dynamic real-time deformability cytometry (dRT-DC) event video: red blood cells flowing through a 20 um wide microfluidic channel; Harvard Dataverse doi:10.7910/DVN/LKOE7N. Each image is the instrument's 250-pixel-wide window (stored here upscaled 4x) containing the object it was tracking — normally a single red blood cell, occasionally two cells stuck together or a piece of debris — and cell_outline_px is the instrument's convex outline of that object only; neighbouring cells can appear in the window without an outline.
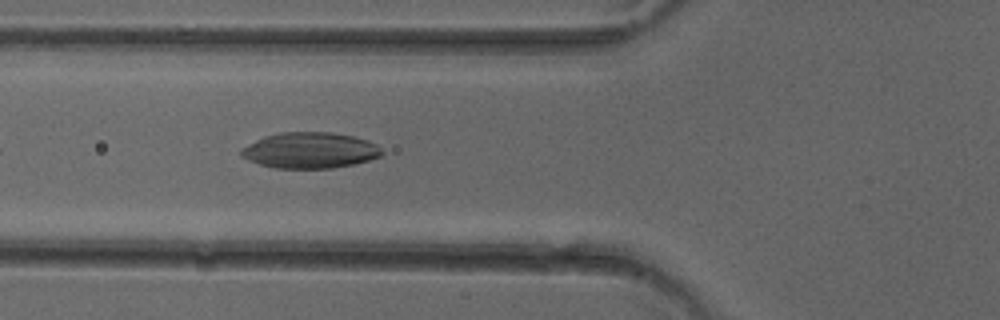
{"species": "common noctule bat (a hibernating species)", "species_latin": "Nyctalus noctula", "temperature_condition": "cold", "stored_images_in_passage": 35, "camera_frame_rate_fps": 3000, "um_per_image_px": 0.085, "animal": {"sex": "female"}, "frame": {"image": 1, "passage_image": 6, "time_ms": 1.667, "image_size_px": [1000, 320], "cell_outline_px": [[384, 152], [380, 156], [356, 164], [332, 168], [276, 168], [260, 164], [248, 160], [240, 156], [240, 152], [244, 148], [256, 140], [264, 136], [280, 132], [332, 132], [352, 136], [368, 140], [376, 144]], "centroid_in_image_um": [26.37, 12.78], "position_along_channel_um": 99.4, "area_um2": 29.36}}
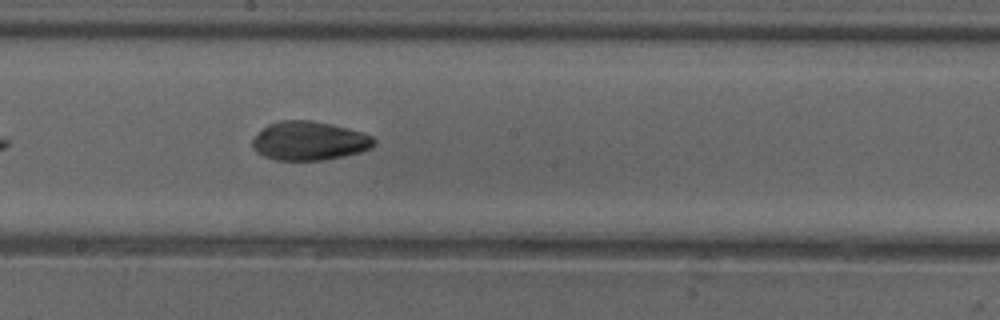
{"frame": {"image": 2, "passage_image": 15, "time_ms": 4.667, "image_size_px": [1000, 320], "cell_outline_px": [[376, 144], [372, 148], [360, 152], [344, 156], [320, 160], [276, 160], [264, 156], [256, 152], [252, 148], [252, 140], [268, 124], [280, 120], [312, 120], [332, 124], [360, 132], [372, 136], [376, 140]], "centroid_in_image_um": [26.29, 11.97], "position_along_channel_um": 221.9, "area_um2": 27.51}}
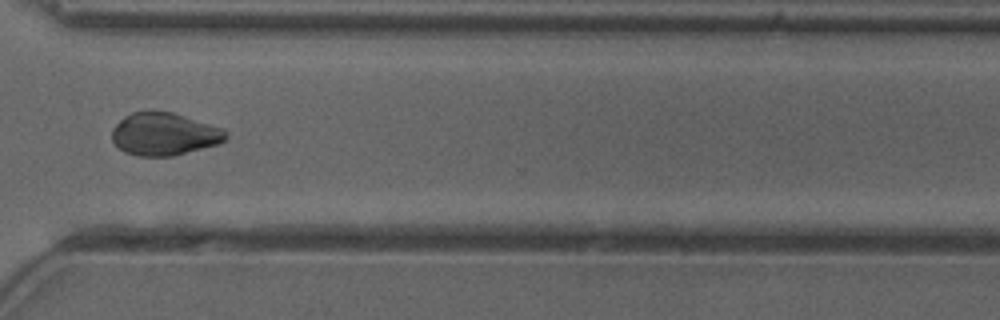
{"frame": {"image": 3, "passage_image": 25, "time_ms": 8.0, "image_size_px": [1000, 320], "cell_outline_px": [[228, 140], [220, 144], [172, 156], [136, 156], [124, 152], [112, 140], [112, 128], [124, 116], [132, 112], [172, 112], [224, 128], [228, 132]], "centroid_in_image_um": [14.0, 11.41], "position_along_channel_um": 356.6, "area_um2": 28.44}, "authors_computed_cell_mechanics": {"area_um2": 28.1486, "velocity_mm_per_s": 4.0499, "shape_relaxation_time_tau1_ms": 6.6363, "shape_relaxation_time_tau2_ms": 2.33, "deformation_change_tau1": 0.1592, "deformation_change_tau2": 0.0508}}